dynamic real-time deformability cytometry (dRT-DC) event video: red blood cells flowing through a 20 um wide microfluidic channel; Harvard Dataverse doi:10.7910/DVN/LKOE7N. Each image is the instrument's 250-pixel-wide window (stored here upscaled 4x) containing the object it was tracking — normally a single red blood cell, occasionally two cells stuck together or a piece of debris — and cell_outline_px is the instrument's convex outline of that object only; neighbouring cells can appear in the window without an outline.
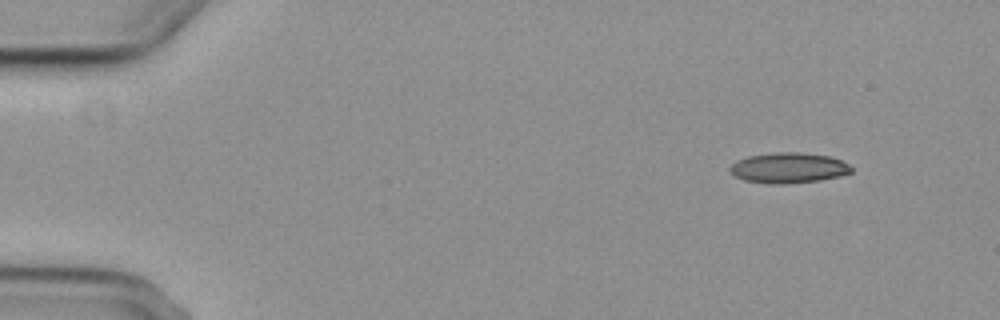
{"species": "common noctule bat (a hibernating species)", "species_latin": "Nyctalus noctula", "temperature_condition": "cold", "stored_images_in_passage": 6, "segment_of_instrument_passage": [2, 2], "camera_frame_rate_fps": 3000, "um_per_image_px": 0.085, "animal": {"sex": "female", "body_mass_g": 29.2, "forearm_length_mm": 56.3}, "frame": {"image": 1, "passage_image": 6, "time_ms": 7.0, "image_size_px": [1000, 320], "cell_outline_px": [[852, 172], [840, 176], [820, 180], [784, 184], [768, 184], [744, 180], [736, 176], [728, 168], [736, 160], [748, 156], [772, 152], [800, 152], [828, 156], [840, 160], [848, 164], [852, 168]], "centroid_in_image_um": [67.01, 14.27], "position_along_channel_um": 18.0, "area_um2": 21.56}}